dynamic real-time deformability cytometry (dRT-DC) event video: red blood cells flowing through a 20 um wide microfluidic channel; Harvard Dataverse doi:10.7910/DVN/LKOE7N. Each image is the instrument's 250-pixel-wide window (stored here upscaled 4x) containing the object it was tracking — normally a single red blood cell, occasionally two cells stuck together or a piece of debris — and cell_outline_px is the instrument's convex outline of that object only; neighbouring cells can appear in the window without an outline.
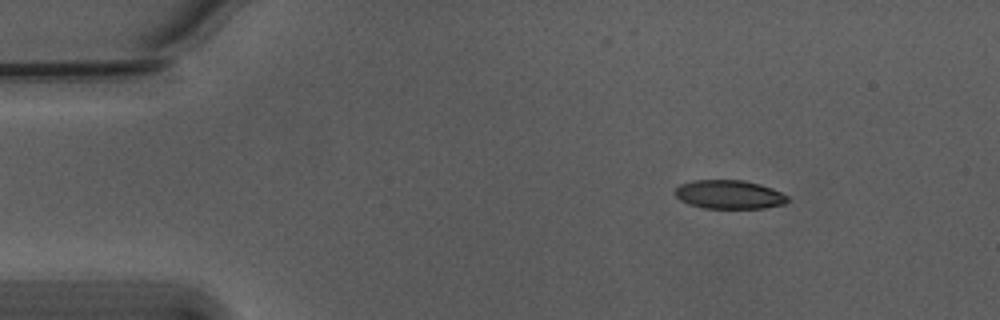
{"species": "Egyptian fruit bat (a non-hibernating species)", "species_latin": "Rousettus aegyptiacus", "temperature_condition": "warm", "stored_images_in_passage": 48, "camera_frame_rate_fps": 3000, "um_per_image_px": 0.085, "animal": {"sex": "male"}, "frame": {"image": 1, "passage_image": 1, "time_ms": 0.0, "image_size_px": [1000, 320], "cell_outline_px": [[788, 200], [784, 204], [764, 208], [704, 208], [688, 204], [680, 200], [676, 196], [676, 188], [680, 184], [696, 180], [744, 180], [760, 184], [772, 188], [788, 196]], "centroid_in_image_um": [61.98, 16.53], "position_along_channel_um": 23.0, "area_um2": 18.79}}
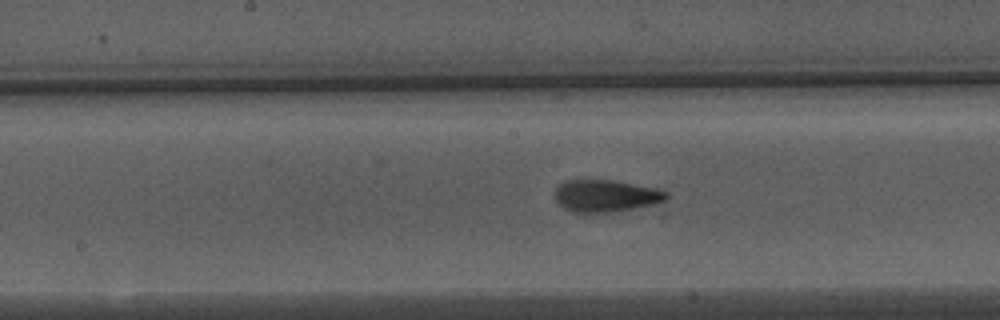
{"frame": {"image": 2, "passage_image": 21, "time_ms": 6.667, "image_size_px": [1000, 320], "cell_outline_px": [[668, 196], [664, 200], [652, 204], [612, 212], [572, 212], [564, 208], [556, 200], [556, 188], [560, 184], [568, 180], [612, 180], [656, 188], [668, 192]], "centroid_in_image_um": [51.48, 16.64], "position_along_channel_um": 196.7, "area_um2": 20.46}}
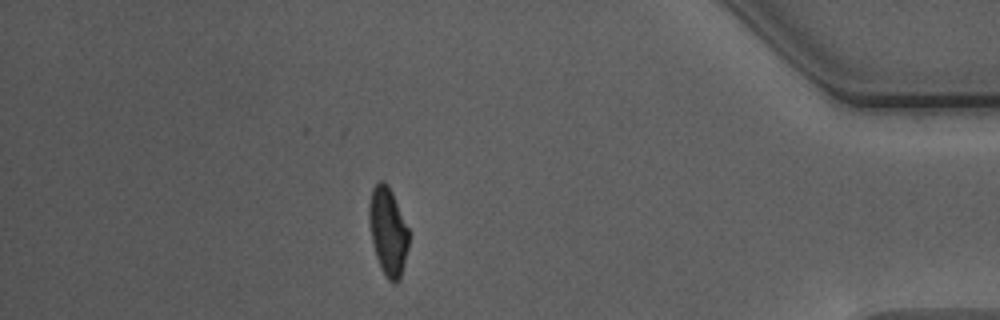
{"frame": {"image": 3, "passage_image": 41, "time_ms": 13.333, "image_size_px": [1000, 320], "cell_outline_px": [[408, 248], [400, 280], [388, 280], [376, 256], [372, 244], [368, 220], [368, 208], [372, 188], [380, 180], [384, 180], [388, 184], [392, 192], [408, 228]], "centroid_in_image_um": [32.96, 19.61], "position_along_channel_um": 402.2, "area_um2": 20.17}, "authors_computed_cell_mechanics": {"area_um2": 20.519, "velocity_mm_per_s": 3.7654, "shape_relaxation_time_tau1_ms": 4.4258, "shape_relaxation_time_tau2_ms": 1.8017, "deformation_change_tau1": 0.1552, "deformation_change_tau2": 0.0846}}